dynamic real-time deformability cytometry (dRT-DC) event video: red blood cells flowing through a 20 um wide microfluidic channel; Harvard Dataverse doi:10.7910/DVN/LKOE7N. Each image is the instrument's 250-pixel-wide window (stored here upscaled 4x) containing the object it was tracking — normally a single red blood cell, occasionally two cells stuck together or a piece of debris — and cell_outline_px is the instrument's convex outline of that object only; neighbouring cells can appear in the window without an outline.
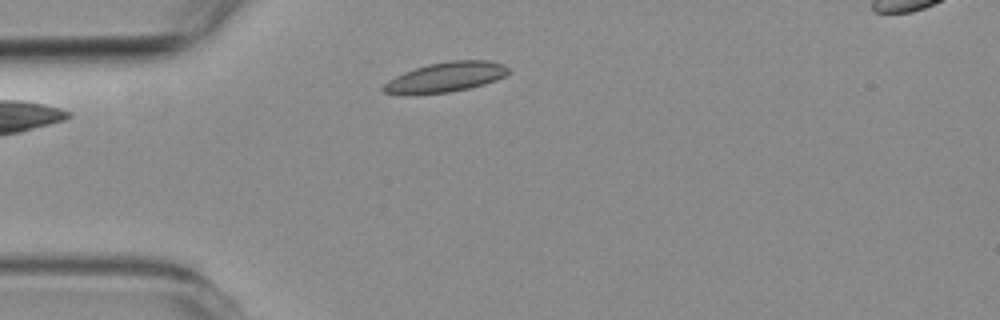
{"species": "common noctule bat (a hibernating species)", "species_latin": "Nyctalus noctula", "temperature_condition": "room temperature", "stored_images_in_passage": 3, "camera_frame_rate_fps": 3000, "um_per_image_px": 0.085, "animal": {"sex": "female", "body_mass_g": 19.3, "forearm_length_mm": 54.1}, "frame": {"image": 1, "passage_image": 3, "time_ms": 2.333, "image_size_px": [1000, 320], "cell_outline_px": [[512, 72], [496, 80], [484, 84], [468, 88], [448, 92], [408, 96], [400, 96], [384, 92], [380, 88], [388, 80], [404, 72], [428, 64], [448, 60], [488, 60], [504, 64]], "centroid_in_image_um": [37.84, 6.57], "position_along_channel_um": 47.2, "area_um2": 22.2}}